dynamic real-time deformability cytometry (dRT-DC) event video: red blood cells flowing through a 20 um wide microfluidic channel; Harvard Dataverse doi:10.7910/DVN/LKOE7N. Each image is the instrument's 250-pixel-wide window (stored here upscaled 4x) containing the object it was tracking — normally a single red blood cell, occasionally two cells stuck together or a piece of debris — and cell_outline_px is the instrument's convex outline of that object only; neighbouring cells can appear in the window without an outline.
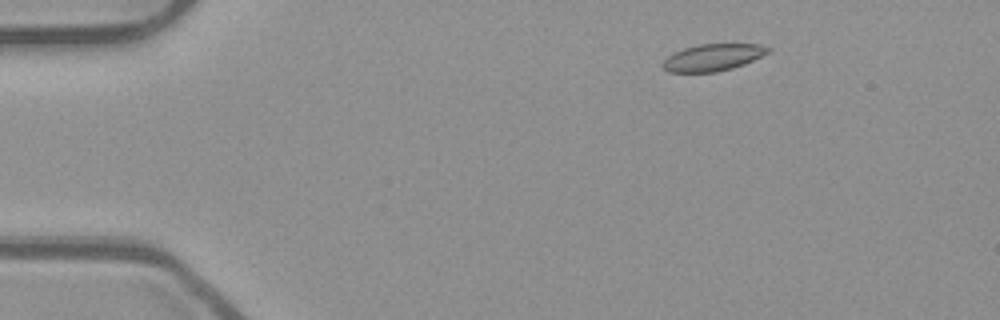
{"species": "common noctule bat (a hibernating species)", "species_latin": "Nyctalus noctula", "temperature_condition": "room temperature", "stored_images_in_passage": 48, "camera_frame_rate_fps": 3000, "um_per_image_px": 0.085, "animal": {"sex": "male", "body_mass_g": 23.1, "forearm_length_mm": 52.7}, "frame": {"image": 1, "passage_image": 3, "time_ms": 0.667, "image_size_px": [1000, 320], "cell_outline_px": [[772, 52], [744, 64], [732, 68], [716, 72], [668, 72], [660, 64], [672, 52], [684, 48], [700, 44], [760, 44], [772, 48]], "centroid_in_image_um": [60.62, 4.87], "position_along_channel_um": 24.4, "area_um2": 16.7}}
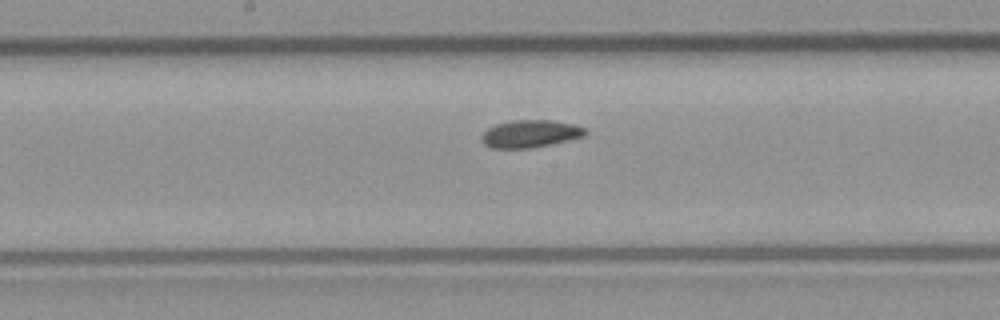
{"frame": {"image": 2, "passage_image": 23, "time_ms": 7.333, "image_size_px": [1000, 320], "cell_outline_px": [[588, 132], [584, 136], [548, 144], [528, 148], [492, 148], [484, 144], [480, 136], [488, 128], [496, 124], [512, 120], [552, 120], [572, 124], [588, 128]], "centroid_in_image_um": [45.07, 11.35], "position_along_channel_um": 203.1, "area_um2": 16.47}}
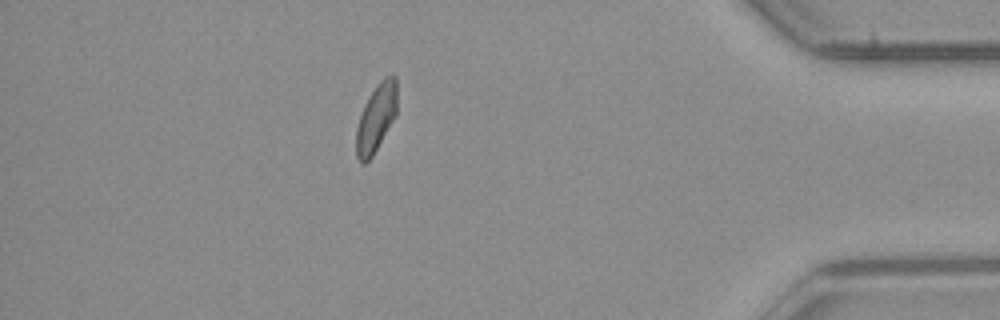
{"frame": {"image": 3, "passage_image": 42, "time_ms": 13.667, "image_size_px": [1000, 320], "cell_outline_px": [[396, 116], [372, 156], [364, 164], [360, 164], [356, 156], [356, 128], [364, 104], [368, 96], [376, 84], [384, 76], [396, 76]], "centroid_in_image_um": [31.95, 10.03], "position_along_channel_um": 403.2, "area_um2": 16.18}, "authors_computed_cell_mechanics": {"area_um2": 16.762, "velocity_mm_per_s": 3.8701, "shape_relaxation_time_tau1_ms": null, "shape_relaxation_time_tau2_ms": 3.4518, "deformation_change_tau1": null, "deformation_change_tau2": 0.085}}